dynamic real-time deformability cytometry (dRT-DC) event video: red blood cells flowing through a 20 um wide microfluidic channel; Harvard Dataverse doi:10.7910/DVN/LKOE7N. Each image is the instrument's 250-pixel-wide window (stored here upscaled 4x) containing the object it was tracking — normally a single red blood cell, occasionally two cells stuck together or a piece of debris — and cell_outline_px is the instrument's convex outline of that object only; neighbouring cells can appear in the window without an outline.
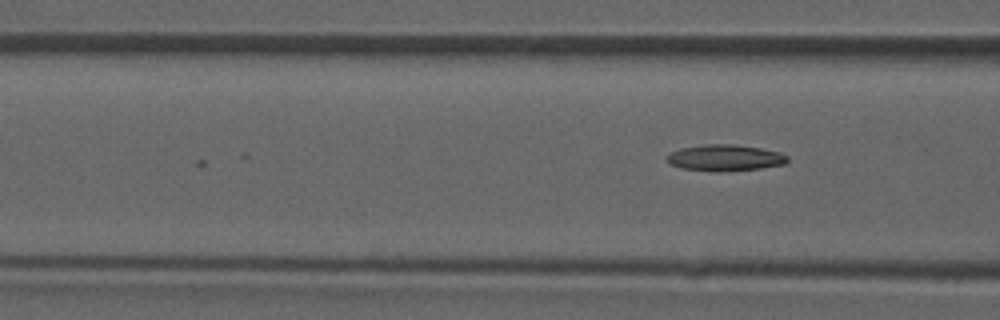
{"species": "common noctule bat (a hibernating species)", "species_latin": "Nyctalus noctula", "temperature_condition": "room temperature", "stored_images_in_passage": 4, "camera_frame_rate_fps": 3000, "um_per_image_px": 0.085, "animal": {"sex": "male", "forearm_length_mm": 52.5}, "frame": {"image": 1, "passage_image": 4, "time_ms": 1.0, "image_size_px": [1000, 320], "cell_outline_px": [[788, 160], [784, 164], [760, 168], [720, 172], [716, 172], [680, 168], [672, 164], [664, 156], [680, 148], [704, 144], [732, 144], [760, 148], [780, 152], [788, 156]], "centroid_in_image_um": [61.61, 13.41], "position_along_channel_um": 105.0, "area_um2": 18.5}}